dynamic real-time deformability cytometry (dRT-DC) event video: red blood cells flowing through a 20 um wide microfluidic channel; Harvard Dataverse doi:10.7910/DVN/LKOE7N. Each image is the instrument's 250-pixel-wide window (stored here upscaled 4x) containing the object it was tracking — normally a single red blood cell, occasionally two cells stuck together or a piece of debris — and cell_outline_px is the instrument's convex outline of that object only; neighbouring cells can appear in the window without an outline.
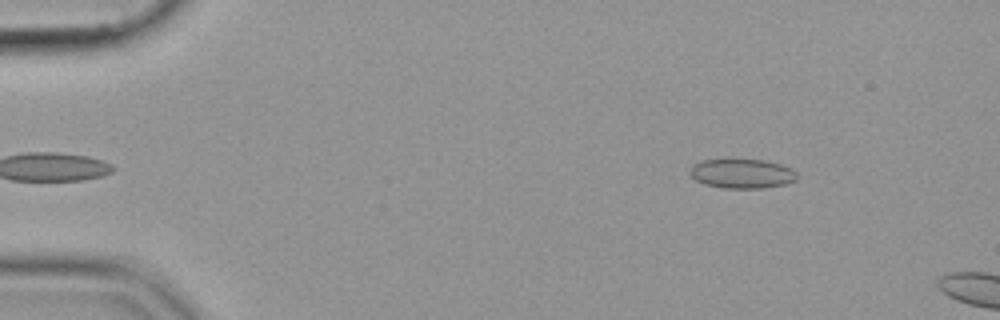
{"species": "common noctule bat (a hibernating species)", "species_latin": "Nyctalus noctula", "temperature_condition": "cold", "stored_images_in_passage": 6, "camera_frame_rate_fps": 3000, "um_per_image_px": 0.085, "animal": {"sex": "female", "body_mass_g": 19.9}, "frame": {"image": 1, "passage_image": 2, "time_ms": 0.333, "image_size_px": [1000, 320], "cell_outline_px": [[796, 180], [784, 184], [764, 188], [724, 188], [704, 184], [696, 180], [688, 172], [692, 164], [700, 160], [728, 156], [732, 156], [764, 160], [780, 164], [792, 168], [796, 172]], "centroid_in_image_um": [63.0, 14.69], "position_along_channel_um": 22.0, "area_um2": 19.31}}